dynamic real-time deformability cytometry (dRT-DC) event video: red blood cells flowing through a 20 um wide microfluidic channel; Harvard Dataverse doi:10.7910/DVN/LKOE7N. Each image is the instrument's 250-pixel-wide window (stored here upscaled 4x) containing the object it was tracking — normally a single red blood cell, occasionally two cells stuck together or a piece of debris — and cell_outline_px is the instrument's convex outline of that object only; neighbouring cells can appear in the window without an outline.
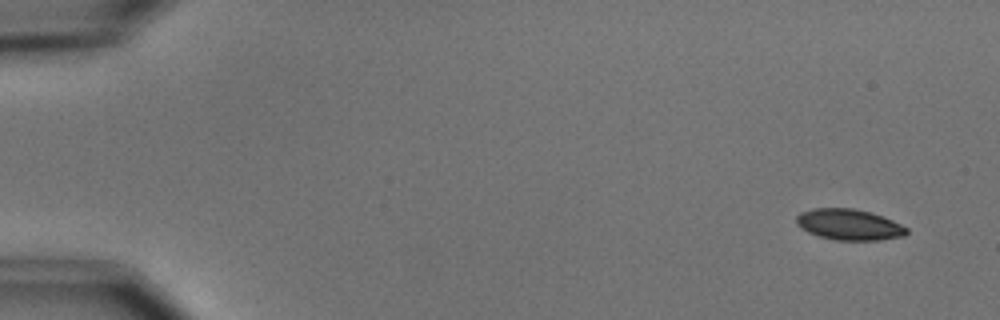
{"species": "common noctule bat (a hibernating species)", "species_latin": "Nyctalus noctula", "temperature_condition": "cold", "stored_images_in_passage": 4, "camera_frame_rate_fps": 3000, "um_per_image_px": 0.085, "animal": {"sex": "male", "body_mass_g": 15.6}, "frame": {"image": 1, "passage_image": 1, "time_ms": 0.0, "image_size_px": [1000, 320], "cell_outline_px": [[908, 232], [904, 236], [880, 240], [836, 240], [820, 236], [808, 232], [800, 228], [796, 224], [796, 216], [800, 212], [812, 208], [852, 208], [872, 212], [892, 220], [908, 228]], "centroid_in_image_um": [72.16, 19.08], "position_along_channel_um": 12.8, "area_um2": 20.0}}
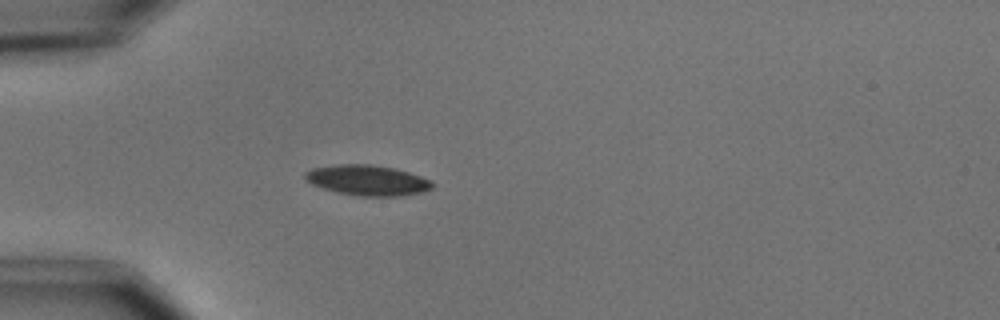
{"frame": {"image": 2, "passage_image": 4, "time_ms": 4.333, "image_size_px": [1000, 320], "cell_outline_px": [[436, 184], [432, 188], [420, 192], [404, 196], [360, 196], [340, 192], [324, 188], [312, 184], [304, 180], [304, 172], [312, 168], [336, 164], [372, 164], [396, 168], [432, 180]], "centroid_in_image_um": [31.25, 15.31], "position_along_channel_um": 53.7, "area_um2": 22.66}}